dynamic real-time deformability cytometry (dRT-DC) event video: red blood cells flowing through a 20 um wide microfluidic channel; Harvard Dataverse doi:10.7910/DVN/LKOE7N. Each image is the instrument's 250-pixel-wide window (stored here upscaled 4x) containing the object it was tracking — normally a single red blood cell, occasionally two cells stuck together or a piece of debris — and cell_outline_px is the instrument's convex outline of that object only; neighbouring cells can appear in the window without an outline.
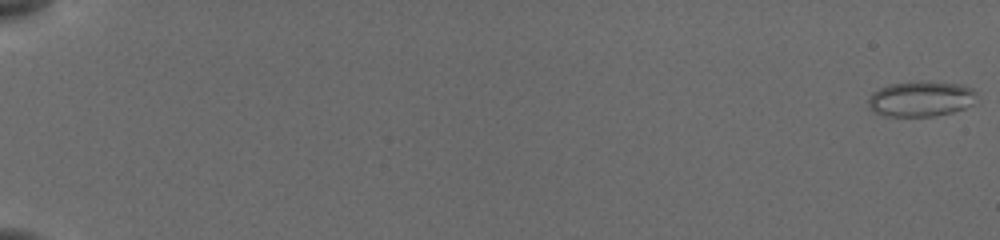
{"species": "common noctule bat (a hibernating species)", "species_latin": "Nyctalus noctula", "temperature_condition": "cold", "stored_images_in_passage": 56, "camera_frame_rate_fps": 3000, "um_per_image_px": 0.085, "animal": {"sex": "female", "body_mass_g": 19.5, "forearm_length_mm": 54.1}, "frame": {"image": 1, "passage_image": 1, "time_ms": 0.0, "image_size_px": [1000, 240], "cell_outline_px": [[972, 104], [964, 108], [952, 112], [932, 116], [884, 116], [872, 112], [868, 104], [868, 100], [876, 92], [884, 88], [896, 84], [948, 84], [964, 88], [972, 92]], "centroid_in_image_um": [78.16, 8.5], "position_along_channel_um": 6.8, "area_um2": 20.46}}
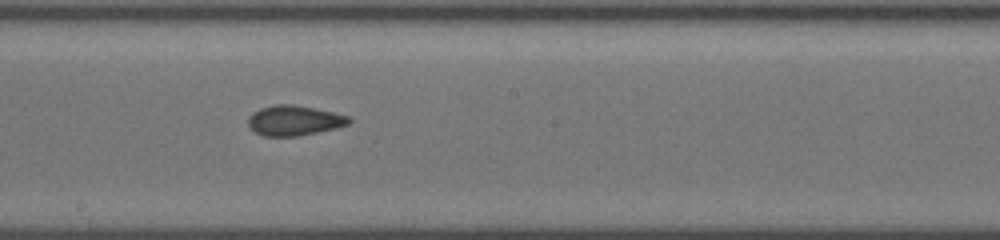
{"frame": {"image": 2, "passage_image": 34, "time_ms": 11.0, "image_size_px": [1000, 240], "cell_outline_px": [[352, 120], [348, 124], [316, 132], [296, 136], [264, 136], [256, 132], [248, 124], [248, 120], [260, 108], [280, 104], [288, 104], [312, 108], [332, 112], [348, 116]], "centroid_in_image_um": [25.01, 10.25], "position_along_channel_um": 223.2, "area_um2": 16.99}}
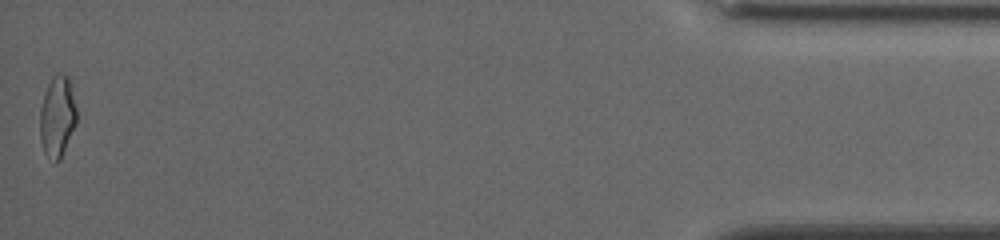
{"frame": {"image": 3, "passage_image": 56, "time_ms": 18.333, "image_size_px": [1000, 240], "cell_outline_px": [[76, 124], [60, 160], [56, 164], [52, 164], [44, 152], [40, 140], [40, 108], [48, 84], [52, 76], [68, 76], [76, 108]], "centroid_in_image_um": [4.86, 10.01], "position_along_channel_um": 430.3, "area_um2": 17.22}, "authors_computed_cell_mechanics": {"area_um2": 17.2244, "velocity_mm_per_s": 3.8814, "shape_relaxation_time_tau1_ms": null, "shape_relaxation_time_tau2_ms": 1.5076, "deformation_change_tau1": null, "deformation_change_tau2": 0.0625}}